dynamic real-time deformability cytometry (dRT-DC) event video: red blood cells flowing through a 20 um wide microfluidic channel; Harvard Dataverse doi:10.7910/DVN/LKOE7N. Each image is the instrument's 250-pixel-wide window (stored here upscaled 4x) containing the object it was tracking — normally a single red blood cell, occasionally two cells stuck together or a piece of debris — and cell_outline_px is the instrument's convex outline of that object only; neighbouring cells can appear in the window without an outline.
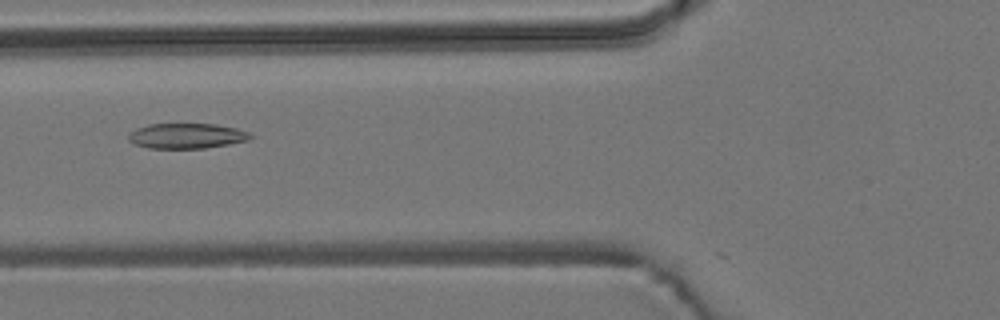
{"species": "common noctule bat (a hibernating species)", "species_latin": "Nyctalus noctula", "temperature_condition": "room temperature", "stored_images_in_passage": 33, "camera_frame_rate_fps": 3000, "um_per_image_px": 0.085, "animal": {"sex": "male", "body_mass_g": 19.2, "forearm_length_mm": 51.8}, "frame": {"image": 1, "passage_image": 14, "time_ms": 4.333, "image_size_px": [1000, 320], "cell_outline_px": [[256, 136], [248, 140], [228, 144], [204, 148], [148, 148], [136, 144], [128, 140], [128, 132], [136, 128], [148, 124], [216, 124], [236, 128], [248, 132]], "centroid_in_image_um": [15.86, 11.54], "position_along_channel_um": 109.9, "area_um2": 17.98}}
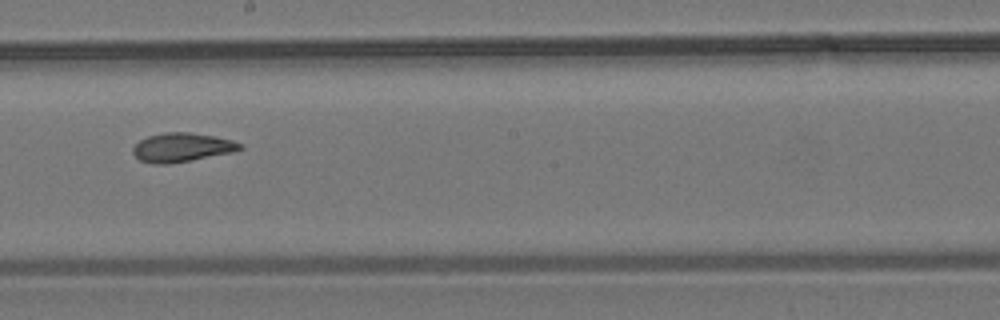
{"frame": {"image": 2, "passage_image": 24, "time_ms": 7.667, "image_size_px": [1000, 320], "cell_outline_px": [[244, 148], [232, 152], [168, 164], [152, 164], [140, 160], [132, 152], [132, 148], [140, 140], [148, 136], [168, 132], [188, 132], [216, 136], [232, 140], [240, 144]], "centroid_in_image_um": [15.44, 12.52], "position_along_channel_um": 232.8, "area_um2": 17.86}}
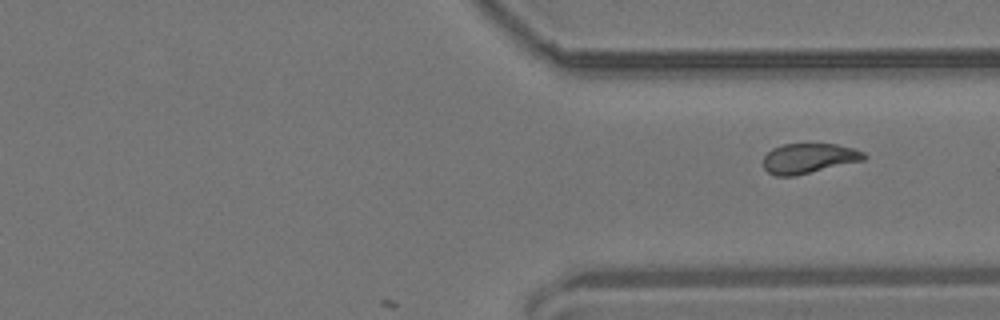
{"frame": {"image": 3, "passage_image": 33, "time_ms": 10.667, "image_size_px": [1000, 320], "cell_outline_px": [[868, 156], [864, 160], [796, 176], [776, 176], [768, 172], [764, 168], [764, 156], [772, 148], [784, 144], [836, 144], [852, 148], [864, 152]], "centroid_in_image_um": [68.75, 13.46], "position_along_channel_um": 342.6, "area_um2": 17.63}}